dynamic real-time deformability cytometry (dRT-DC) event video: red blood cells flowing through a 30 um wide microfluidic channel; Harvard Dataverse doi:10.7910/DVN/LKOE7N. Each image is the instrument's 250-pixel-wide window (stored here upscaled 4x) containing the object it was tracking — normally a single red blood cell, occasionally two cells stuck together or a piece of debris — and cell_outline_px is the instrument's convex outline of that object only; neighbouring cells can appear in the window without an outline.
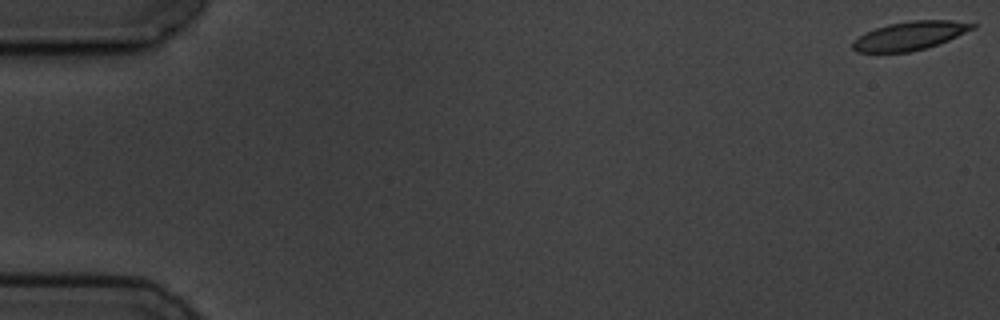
{"species": "common noctule bat (a hibernating species)", "species_latin": "Nyctalus noctula", "temperature_condition": "cold", "stored_images_in_passage": 3, "camera_frame_rate_fps": 3000, "um_per_image_px": 0.085, "animal": {"sex": "male", "body_mass_g": 19.5, "forearm_length_mm": 54.6}, "frame": {"image": 1, "passage_image": 1, "time_ms": 0.0, "image_size_px": [1000, 320], "cell_outline_px": [[976, 28], [948, 40], [924, 48], [908, 52], [856, 52], [852, 48], [852, 40], [864, 32], [888, 24], [912, 20], [948, 20], [976, 24]], "centroid_in_image_um": [77.29, 3.03], "position_along_channel_um": 7.7, "area_um2": 19.83}}